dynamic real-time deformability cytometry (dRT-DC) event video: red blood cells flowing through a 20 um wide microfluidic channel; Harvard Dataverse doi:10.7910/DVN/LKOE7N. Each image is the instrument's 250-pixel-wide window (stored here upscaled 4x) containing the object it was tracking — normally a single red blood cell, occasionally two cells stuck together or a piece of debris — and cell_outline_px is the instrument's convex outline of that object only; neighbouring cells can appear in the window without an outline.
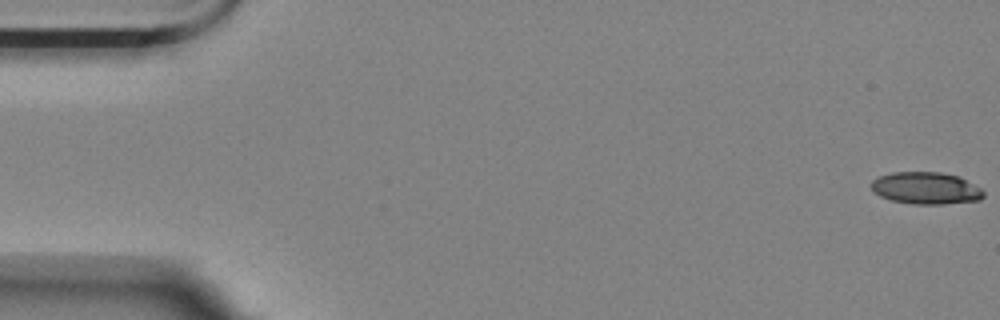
{"species": "Egyptian fruit bat (a non-hibernating species)", "species_latin": "Rousettus aegyptiacus", "temperature_condition": "room temperature", "stored_images_in_passage": 57, "camera_frame_rate_fps": 3000, "um_per_image_px": 0.085, "animal": {"sex": "female"}, "frame": {"image": 1, "passage_image": 1, "time_ms": 0.0, "image_size_px": [1000, 320], "cell_outline_px": [[984, 196], [980, 200], [944, 204], [912, 204], [892, 200], [880, 196], [872, 188], [872, 180], [880, 176], [892, 172], [940, 172], [960, 176], [980, 188], [984, 192]], "centroid_in_image_um": [78.73, 15.99], "position_along_channel_um": 6.3, "area_um2": 20.92}}
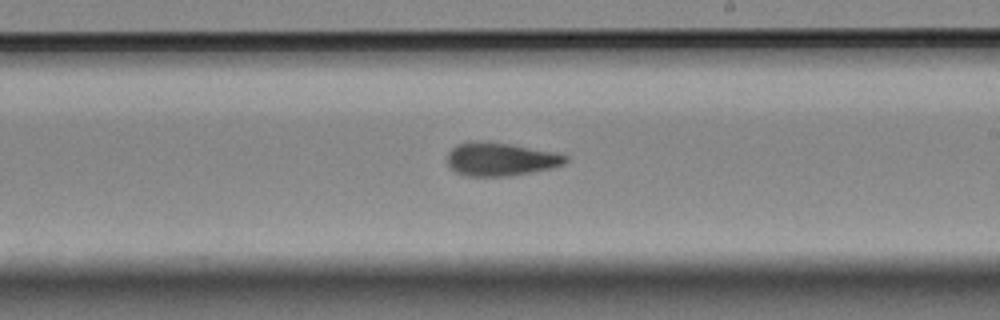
{"frame": {"image": 2, "passage_image": 33, "time_ms": 10.667, "image_size_px": [1000, 320], "cell_outline_px": [[568, 160], [564, 164], [552, 168], [508, 176], [464, 176], [448, 168], [448, 152], [456, 144], [468, 140], [488, 140], [560, 152], [568, 156]], "centroid_in_image_um": [42.54, 13.5], "position_along_channel_um": 246.5, "area_um2": 23.64}}
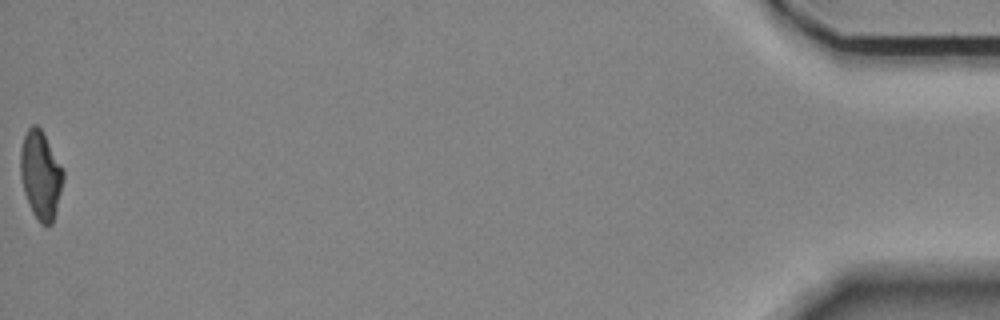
{"frame": {"image": 3, "passage_image": 57, "time_ms": 18.667, "image_size_px": [1000, 320], "cell_outline_px": [[64, 176], [52, 224], [40, 224], [32, 212], [28, 204], [24, 192], [20, 176], [20, 148], [24, 136], [28, 128], [32, 124], [36, 124], [44, 132], [64, 168]], "centroid_in_image_um": [3.45, 14.82], "position_along_channel_um": 431.8, "area_um2": 22.2}, "authors_computed_cell_mechanics": {"area_um2": 22.7732, "velocity_mm_per_s": 3.5399, "shape_relaxation_time_tau1_ms": 7.5848, "shape_relaxation_time_tau2_ms": 2.5413, "deformation_change_tau1": 0.1846, "deformation_change_tau2": 0.0982}}